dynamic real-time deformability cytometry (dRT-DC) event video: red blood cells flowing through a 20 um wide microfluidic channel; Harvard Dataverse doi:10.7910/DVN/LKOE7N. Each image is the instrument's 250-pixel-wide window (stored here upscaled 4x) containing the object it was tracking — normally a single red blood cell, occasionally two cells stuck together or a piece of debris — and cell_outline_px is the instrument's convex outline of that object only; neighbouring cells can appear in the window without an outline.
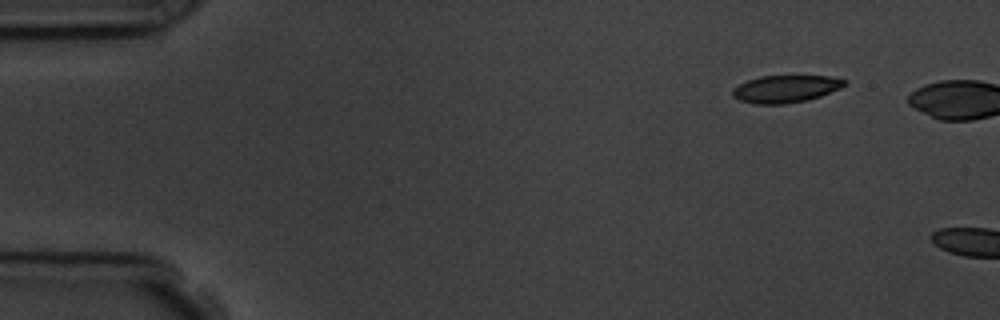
{"species": "common noctule bat (a hibernating species)", "species_latin": "Nyctalus noctula", "temperature_condition": "room temperature", "stored_images_in_passage": 2, "camera_frame_rate_fps": 3000, "um_per_image_px": 0.085, "animal": {"sex": "male", "body_mass_g": 19.5, "forearm_length_mm": 54.6}, "frame": {"image": 1, "passage_image": 1, "time_ms": 0.0, "image_size_px": [1000, 320], "cell_outline_px": [[848, 80], [840, 88], [820, 96], [808, 100], [784, 104], [756, 104], [740, 100], [732, 96], [732, 88], [748, 80], [760, 76], [832, 76]], "centroid_in_image_um": [66.77, 7.55], "position_along_channel_um": 18.2, "area_um2": 17.8}}